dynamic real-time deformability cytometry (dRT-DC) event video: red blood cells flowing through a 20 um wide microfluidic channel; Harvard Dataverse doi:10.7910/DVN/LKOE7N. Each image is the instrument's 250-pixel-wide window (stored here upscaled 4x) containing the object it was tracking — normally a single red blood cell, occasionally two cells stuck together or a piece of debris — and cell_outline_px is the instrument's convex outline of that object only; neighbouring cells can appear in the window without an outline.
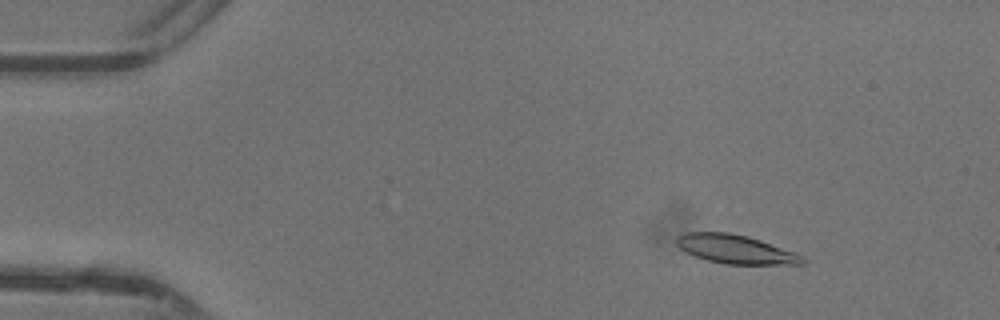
{"species": "common noctule bat (a hibernating species)", "species_latin": "Nyctalus noctula", "temperature_condition": "warm", "stored_images_in_passage": 27, "camera_frame_rate_fps": 3000, "um_per_image_px": 0.085, "animal": {"sex": "female"}, "frame": {"image": 1, "passage_image": 7, "time_ms": 2.0, "image_size_px": [1000, 320], "cell_outline_px": [[808, 260], [804, 264], [724, 264], [708, 260], [696, 256], [680, 248], [676, 244], [676, 236], [684, 232], [728, 232], [748, 236], [796, 252], [804, 256]], "centroid_in_image_um": [62.56, 21.18], "position_along_channel_um": 22.4, "area_um2": 21.21}}
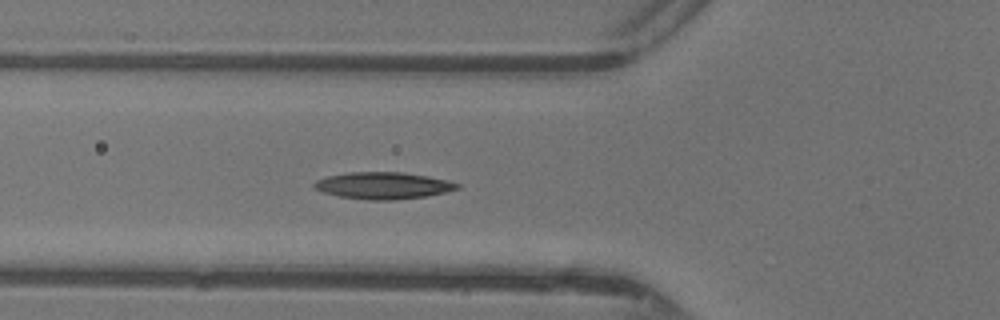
{"frame": {"image": 2, "passage_image": 18, "time_ms": 5.667, "image_size_px": [1000, 320], "cell_outline_px": [[460, 188], [444, 192], [424, 196], [396, 200], [368, 200], [340, 196], [324, 192], [312, 188], [312, 184], [316, 180], [328, 176], [348, 172], [400, 172], [428, 176], [448, 180], [460, 184]], "centroid_in_image_um": [32.55, 15.77], "position_along_channel_um": 93.2, "area_um2": 22.31}}
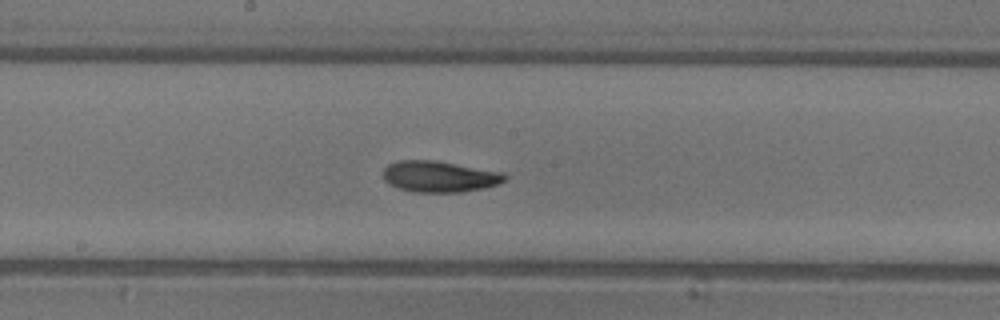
{"frame": {"image": 3, "passage_image": 26, "time_ms": 8.333, "image_size_px": [1000, 320], "cell_outline_px": [[508, 176], [504, 180], [496, 184], [484, 188], [460, 192], [412, 192], [396, 188], [388, 184], [384, 180], [384, 168], [388, 164], [400, 160], [436, 160], [504, 172]], "centroid_in_image_um": [37.33, 15.0], "position_along_channel_um": 210.9, "area_um2": 22.25}}